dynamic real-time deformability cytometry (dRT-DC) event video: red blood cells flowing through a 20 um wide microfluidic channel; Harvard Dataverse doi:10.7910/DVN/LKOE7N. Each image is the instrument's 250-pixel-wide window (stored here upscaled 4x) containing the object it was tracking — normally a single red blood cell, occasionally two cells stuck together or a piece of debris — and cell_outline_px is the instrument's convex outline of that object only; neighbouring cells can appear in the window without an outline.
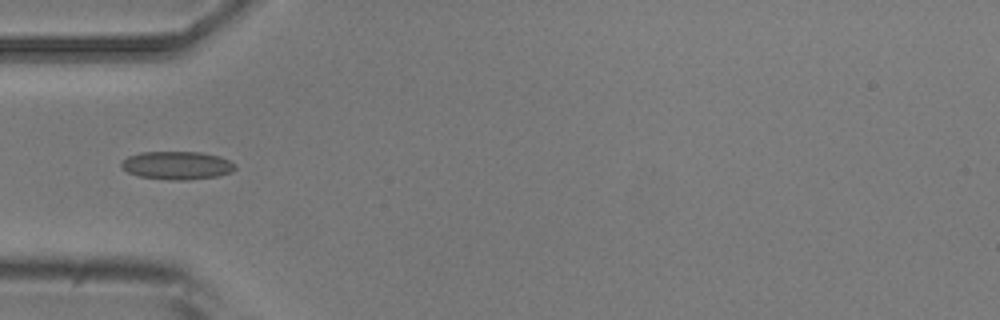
{"species": "common noctule bat (a hibernating species)", "species_latin": "Nyctalus noctula", "temperature_condition": "room temperature", "stored_images_in_passage": 5, "camera_frame_rate_fps": 3000, "um_per_image_px": 0.085, "animal": {"sex": "male", "body_mass_g": 20.5, "forearm_length_mm": 52.5}, "frame": {"image": 1, "passage_image": 5, "time_ms": 4.333, "image_size_px": [1000, 320], "cell_outline_px": [[236, 168], [232, 172], [216, 176], [188, 180], [168, 180], [140, 176], [128, 172], [120, 164], [128, 156], [140, 152], [200, 152], [220, 156], [236, 164]], "centroid_in_image_um": [15.07, 14.05], "position_along_channel_um": 69.9, "area_um2": 18.61}}